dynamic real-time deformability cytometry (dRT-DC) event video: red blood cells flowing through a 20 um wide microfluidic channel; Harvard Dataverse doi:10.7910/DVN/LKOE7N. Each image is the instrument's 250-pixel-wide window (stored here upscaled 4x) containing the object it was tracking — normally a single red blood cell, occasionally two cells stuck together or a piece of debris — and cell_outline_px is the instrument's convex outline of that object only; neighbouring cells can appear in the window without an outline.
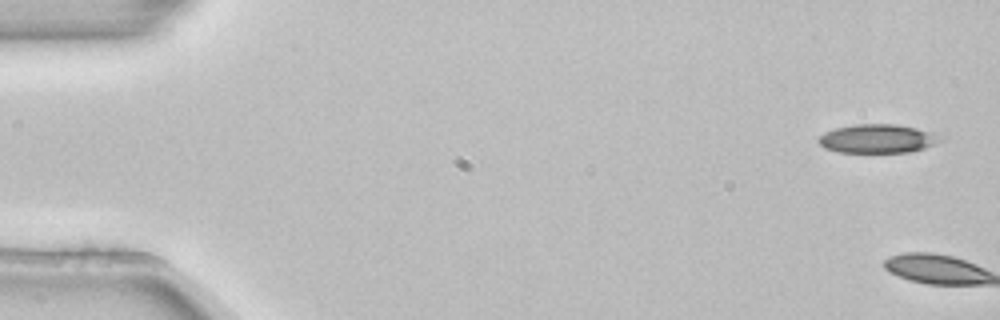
{"species": "common noctule bat (a hibernating species)", "species_latin": "Nyctalus noctula", "temperature_condition": "room temperature", "stored_images_in_passage": 5, "camera_frame_rate_fps": 3000, "um_per_image_px": 0.085, "animal": {"sex": "female", "body_mass_g": 22.7, "forearm_length_mm": 54.2}, "frame": {"image": 1, "passage_image": 1, "time_ms": 0.0, "image_size_px": [1000, 320], "cell_outline_px": [[944, 140], [924, 148], [908, 152], [840, 152], [824, 148], [816, 140], [824, 132], [836, 128], [856, 124], [896, 124], [916, 128], [932, 132], [944, 136]], "centroid_in_image_um": [74.61, 11.78], "position_along_channel_um": 10.4, "area_um2": 20.46}}
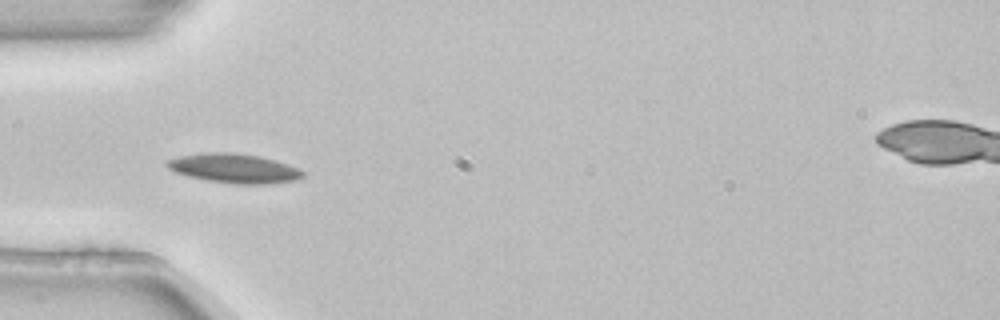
{"frame": {"image": 2, "passage_image": 5, "time_ms": 1.333, "image_size_px": [1000, 320], "cell_outline_px": [[304, 176], [296, 180], [268, 184], [232, 184], [208, 180], [188, 176], [176, 172], [168, 168], [164, 164], [168, 160], [180, 156], [204, 152], [236, 152], [260, 156], [276, 160], [288, 164], [304, 172]], "centroid_in_image_um": [19.91, 14.3], "position_along_channel_um": 65.1, "area_um2": 23.29}}